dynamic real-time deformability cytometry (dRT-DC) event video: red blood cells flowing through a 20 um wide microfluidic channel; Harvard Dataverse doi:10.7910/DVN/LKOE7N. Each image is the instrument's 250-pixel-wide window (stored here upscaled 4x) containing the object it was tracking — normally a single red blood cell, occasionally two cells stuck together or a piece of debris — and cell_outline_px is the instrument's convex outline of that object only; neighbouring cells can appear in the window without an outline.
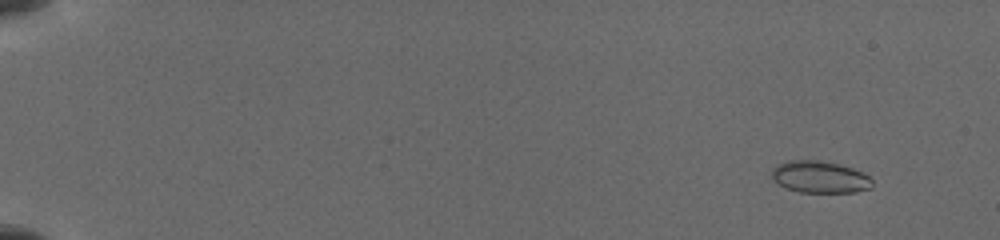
{"species": "common noctule bat (a hibernating species)", "species_latin": "Nyctalus noctula", "temperature_condition": "cold", "stored_images_in_passage": 40, "segment_of_instrument_passage": [1, 2], "camera_frame_rate_fps": 3000, "um_per_image_px": 0.085, "animal": {"sex": "female", "body_mass_g": 19.5, "forearm_length_mm": 54.1}, "frame": {"image": 1, "passage_image": 4, "time_ms": 1.333, "image_size_px": [1000, 240], "cell_outline_px": [[872, 188], [856, 192], [800, 192], [784, 188], [772, 176], [772, 168], [780, 164], [792, 160], [820, 160], [852, 168], [868, 176], [872, 180]], "centroid_in_image_um": [69.7, 15.06], "position_along_channel_um": 15.3, "area_um2": 18.44}}
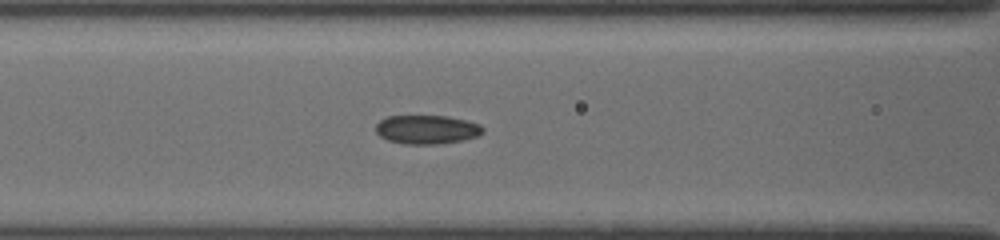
{"frame": {"image": 2, "passage_image": 32, "time_ms": 8.333, "image_size_px": [1000, 240], "cell_outline_px": [[484, 132], [476, 136], [464, 140], [436, 144], [404, 144], [388, 140], [380, 136], [376, 132], [376, 124], [380, 120], [388, 116], [448, 116], [480, 124], [484, 128]], "centroid_in_image_um": [36.28, 11.01], "position_along_channel_um": 130.3, "area_um2": 17.98}}
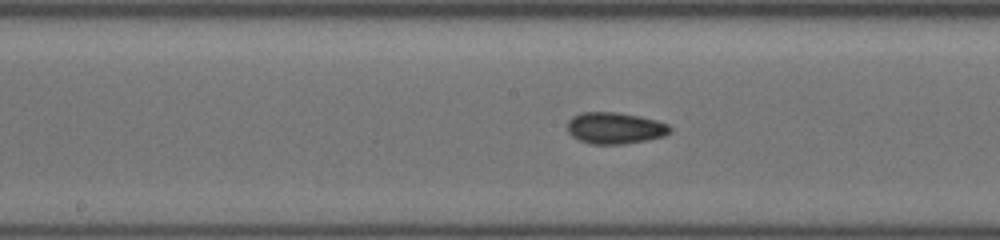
{"frame": {"image": 3, "passage_image": 38, "time_ms": 10.0, "image_size_px": [1000, 240], "cell_outline_px": [[672, 132], [664, 136], [648, 140], [624, 144], [592, 144], [580, 140], [572, 136], [568, 132], [568, 120], [572, 116], [580, 112], [620, 112], [640, 116], [656, 120], [668, 124], [672, 128]], "centroid_in_image_um": [52.29, 10.88], "position_along_channel_um": 195.9, "area_um2": 19.07}}